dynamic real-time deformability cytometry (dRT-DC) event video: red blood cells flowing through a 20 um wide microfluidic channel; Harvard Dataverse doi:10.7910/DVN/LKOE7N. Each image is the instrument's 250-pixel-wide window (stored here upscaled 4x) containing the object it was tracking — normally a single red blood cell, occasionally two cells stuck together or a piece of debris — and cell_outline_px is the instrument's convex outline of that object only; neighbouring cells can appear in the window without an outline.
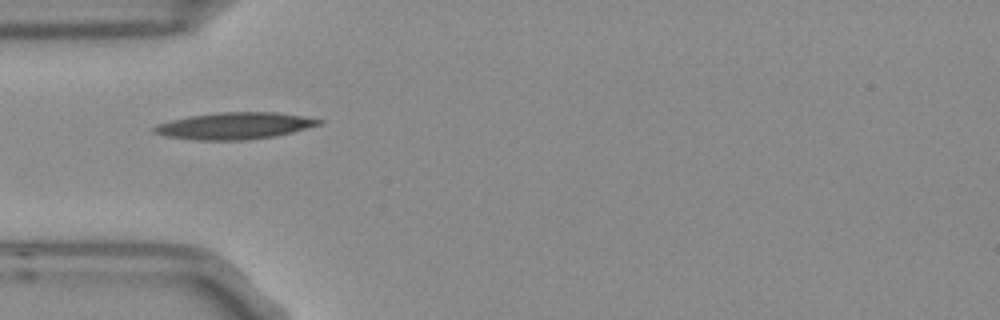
{"species": "Egyptian fruit bat (a non-hibernating species)", "species_latin": "Rousettus aegyptiacus", "temperature_condition": "room temperature", "stored_images_in_passage": 6, "camera_frame_rate_fps": 3000, "um_per_image_px": 0.085, "frame": {"image": 1, "passage_image": 1, "time_ms": 0.0, "image_size_px": [1000, 320], "cell_outline_px": [[324, 120], [320, 124], [292, 132], [276, 136], [240, 140], [196, 140], [164, 136], [152, 132], [152, 128], [156, 124], [188, 116], [216, 112], [276, 112]], "centroid_in_image_um": [19.87, 10.69], "position_along_channel_um": 65.1, "area_um2": 25.61}}
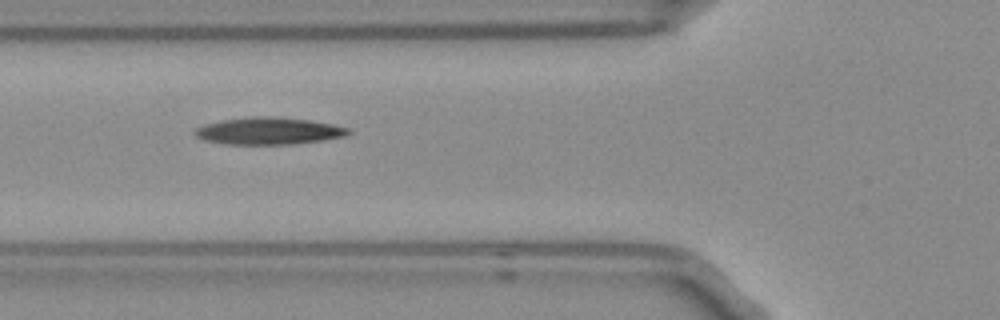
{"frame": {"image": 2, "passage_image": 2, "time_ms": 0.333, "image_size_px": [1000, 320], "cell_outline_px": [[352, 132], [344, 136], [324, 140], [292, 144], [228, 144], [204, 140], [196, 136], [192, 132], [196, 128], [204, 124], [220, 120], [252, 116], [272, 116], [308, 120], [332, 124], [348, 128]], "centroid_in_image_um": [22.81, 11.12], "position_along_channel_um": 103.0, "area_um2": 24.22}}